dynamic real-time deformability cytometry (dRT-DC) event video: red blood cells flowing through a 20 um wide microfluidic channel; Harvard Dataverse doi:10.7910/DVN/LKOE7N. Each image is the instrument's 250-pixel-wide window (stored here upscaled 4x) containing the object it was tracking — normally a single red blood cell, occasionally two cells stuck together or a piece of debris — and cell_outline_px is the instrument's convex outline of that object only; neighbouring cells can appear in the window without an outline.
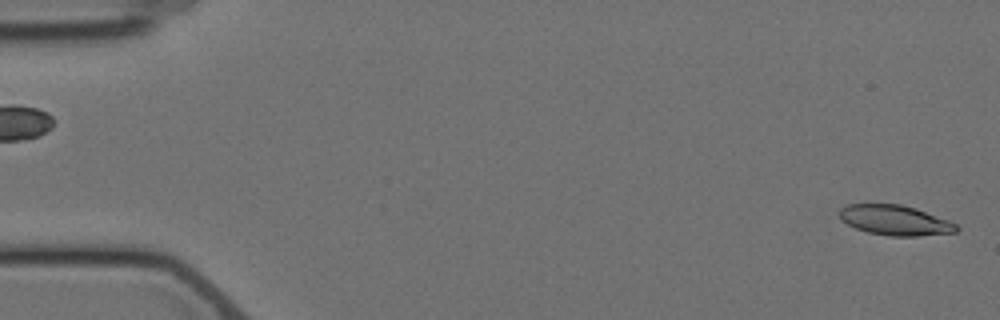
{"species": "Egyptian fruit bat (a non-hibernating species)", "species_latin": "Rousettus aegyptiacus", "temperature_condition": "cold", "stored_images_in_passage": 4, "segment_of_instrument_passage": [2, 2], "camera_frame_rate_fps": 3000, "um_per_image_px": 0.085, "animal": {"sex": "female"}, "frame": {"image": 1, "passage_image": 4, "time_ms": 3.667, "image_size_px": [1000, 320], "cell_outline_px": [[960, 228], [956, 232], [916, 236], [892, 236], [868, 232], [856, 228], [840, 220], [840, 208], [848, 204], [900, 204], [916, 208], [948, 220], [956, 224]], "centroid_in_image_um": [76.08, 18.71], "position_along_channel_um": 8.9, "area_um2": 20.4}}